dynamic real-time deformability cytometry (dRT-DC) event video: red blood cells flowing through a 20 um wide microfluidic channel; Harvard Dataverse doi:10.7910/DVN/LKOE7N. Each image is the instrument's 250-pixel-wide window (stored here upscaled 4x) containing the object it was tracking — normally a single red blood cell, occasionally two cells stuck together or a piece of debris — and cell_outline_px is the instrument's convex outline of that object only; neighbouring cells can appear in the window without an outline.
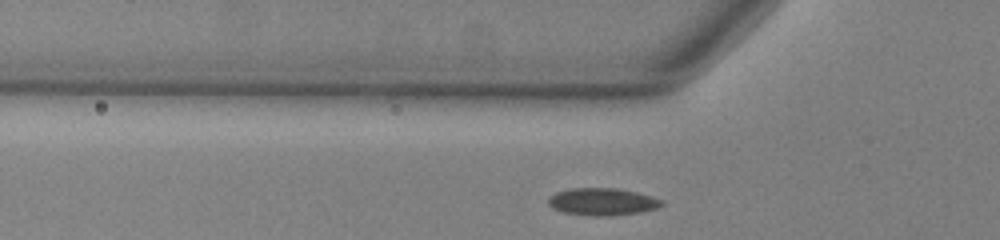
{"species": "common noctule bat (a hibernating species)", "species_latin": "Nyctalus noctula", "temperature_condition": "warm", "stored_images_in_passage": 45, "segment_of_instrument_passage": [1, 2], "camera_frame_rate_fps": 3000, "um_per_image_px": 0.085, "animal": {"sex": "male", "body_mass_g": 13.0, "forearm_length_mm": 53.1}, "frame": {"image": 1, "passage_image": 7, "time_ms": 2.0, "image_size_px": [1000, 240], "cell_outline_px": [[664, 204], [656, 208], [640, 212], [596, 216], [564, 212], [552, 208], [548, 204], [548, 196], [556, 192], [568, 188], [616, 188], [636, 192], [652, 196], [664, 200]], "centroid_in_image_um": [51.18, 17.12], "position_along_channel_um": 74.6, "area_um2": 17.92}}
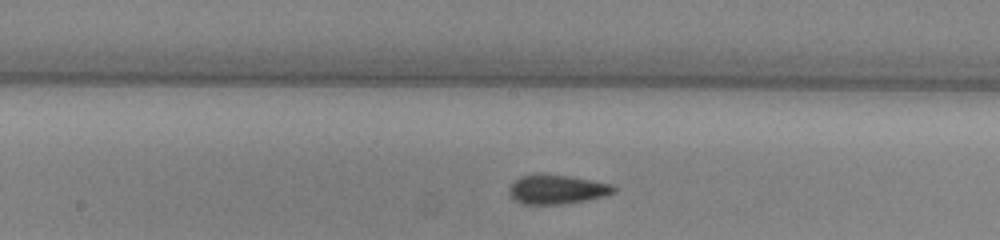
{"frame": {"image": 2, "passage_image": 17, "time_ms": 5.333, "image_size_px": [1000, 240], "cell_outline_px": [[616, 192], [604, 196], [584, 200], [560, 204], [524, 204], [516, 200], [508, 192], [508, 188], [520, 176], [536, 172], [540, 172], [568, 176], [612, 184], [616, 188]], "centroid_in_image_um": [47.31, 16.07], "position_along_channel_um": 200.9, "area_um2": 17.86}}
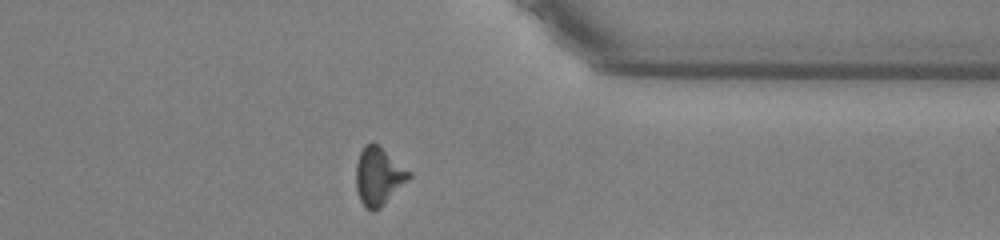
{"frame": {"image": 3, "passage_image": 32, "time_ms": 10.333, "image_size_px": [1000, 240], "cell_outline_px": [[412, 176], [376, 212], [372, 212], [364, 208], [360, 200], [356, 188], [356, 164], [360, 152], [364, 144], [372, 140], [412, 172]], "centroid_in_image_um": [32.16, 14.98], "position_along_channel_um": 379.2, "area_um2": 18.09}}